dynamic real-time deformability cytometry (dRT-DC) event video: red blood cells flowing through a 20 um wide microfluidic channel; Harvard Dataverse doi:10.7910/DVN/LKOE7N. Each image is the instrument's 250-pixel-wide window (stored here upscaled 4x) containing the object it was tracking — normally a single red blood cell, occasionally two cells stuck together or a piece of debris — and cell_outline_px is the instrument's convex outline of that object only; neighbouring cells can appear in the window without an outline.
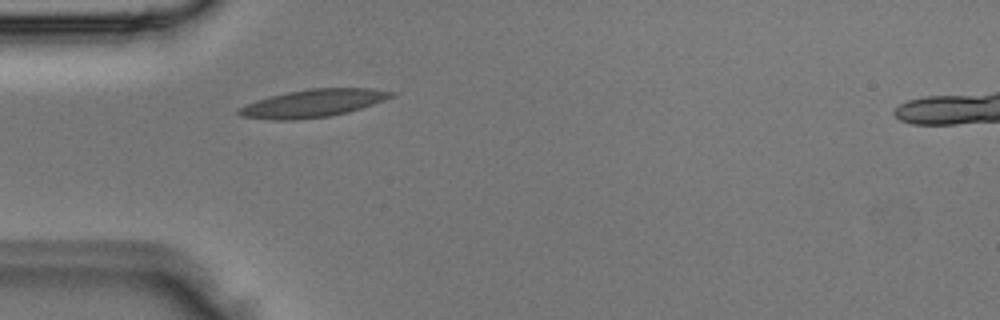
{"species": "Egyptian fruit bat (a non-hibernating species)", "species_latin": "Rousettus aegyptiacus", "temperature_condition": "room temperature", "stored_images_in_passage": 2, "camera_frame_rate_fps": 3000, "um_per_image_px": 0.085, "animal": {"sex": "male"}, "frame": {"image": 1, "passage_image": 1, "time_ms": 0.0, "image_size_px": [1000, 320], "cell_outline_px": [[396, 92], [392, 96], [384, 100], [348, 112], [328, 116], [296, 120], [272, 120], [240, 116], [236, 112], [240, 108], [256, 100], [288, 92], [308, 88], [372, 88]], "centroid_in_image_um": [26.6, 8.78], "position_along_channel_um": 58.4, "area_um2": 24.39}}